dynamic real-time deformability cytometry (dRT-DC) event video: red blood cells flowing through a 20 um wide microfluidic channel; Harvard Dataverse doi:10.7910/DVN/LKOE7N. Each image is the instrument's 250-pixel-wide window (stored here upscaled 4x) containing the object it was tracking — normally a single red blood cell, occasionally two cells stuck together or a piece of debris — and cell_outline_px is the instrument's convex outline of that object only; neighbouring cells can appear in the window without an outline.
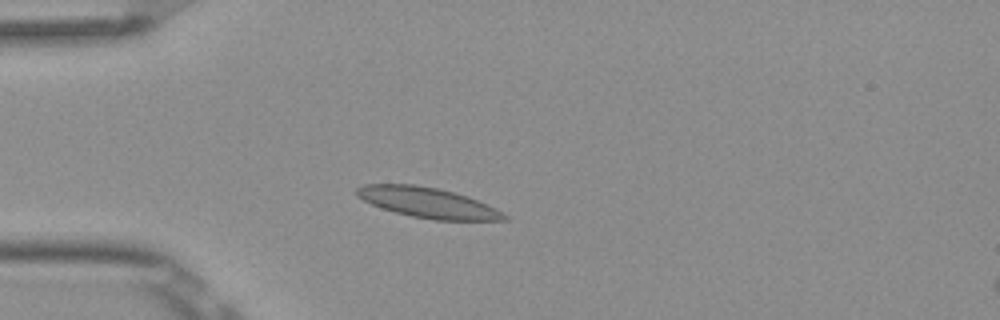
{"species": "Egyptian fruit bat (a non-hibernating species)", "species_latin": "Rousettus aegyptiacus", "temperature_condition": "room temperature", "stored_images_in_passage": 4, "camera_frame_rate_fps": 3000, "um_per_image_px": 0.085, "frame": {"image": 1, "passage_image": 4, "time_ms": 1.0, "image_size_px": [1000, 320], "cell_outline_px": [[508, 220], [432, 220], [412, 216], [380, 208], [356, 196], [356, 188], [364, 184], [412, 184], [436, 188], [468, 196], [496, 208], [508, 216]], "centroid_in_image_um": [36.36, 17.23], "position_along_channel_um": 48.6, "area_um2": 25.89}}